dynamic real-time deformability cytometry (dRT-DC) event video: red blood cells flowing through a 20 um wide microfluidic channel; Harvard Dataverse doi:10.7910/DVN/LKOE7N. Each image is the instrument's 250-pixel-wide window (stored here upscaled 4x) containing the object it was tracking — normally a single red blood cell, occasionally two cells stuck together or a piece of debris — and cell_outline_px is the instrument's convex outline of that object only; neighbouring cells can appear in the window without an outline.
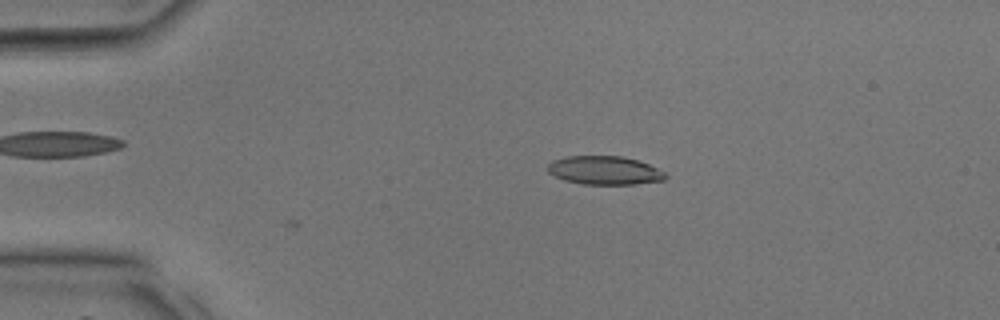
{"species": "common noctule bat (a hibernating species)", "species_latin": "Nyctalus noctula", "temperature_condition": "room temperature", "stored_images_in_passage": 30, "camera_frame_rate_fps": 3000, "um_per_image_px": 0.085, "animal": {"sex": "male", "body_mass_g": 17.9, "forearm_length_mm": 54.2}, "frame": {"image": 1, "passage_image": 1, "time_ms": 0.0, "image_size_px": [1000, 320], "cell_outline_px": [[668, 176], [664, 180], [636, 184], [580, 184], [564, 180], [548, 172], [548, 164], [552, 160], [568, 156], [620, 156], [636, 160], [648, 164], [664, 172]], "centroid_in_image_um": [51.37, 14.48], "position_along_channel_um": 33.6, "area_um2": 19.48}}
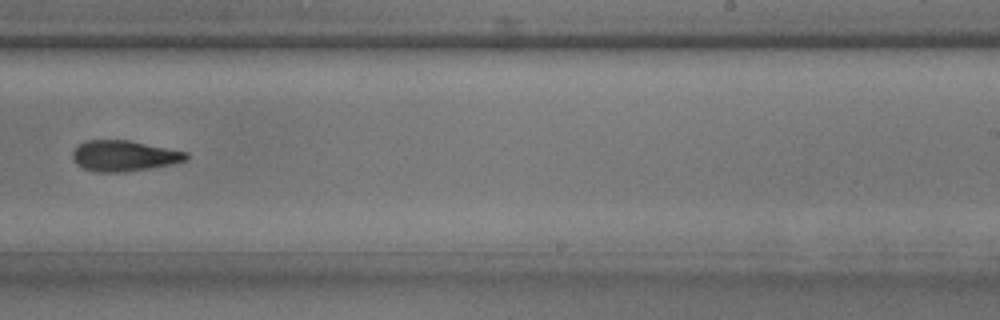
{"frame": {"image": 2, "passage_image": 17, "time_ms": 5.333, "image_size_px": [1000, 320], "cell_outline_px": [[188, 160], [172, 164], [124, 172], [92, 172], [76, 164], [72, 160], [72, 152], [84, 140], [128, 140], [188, 152]], "centroid_in_image_um": [10.52, 13.25], "position_along_channel_um": 278.5, "area_um2": 20.4}}
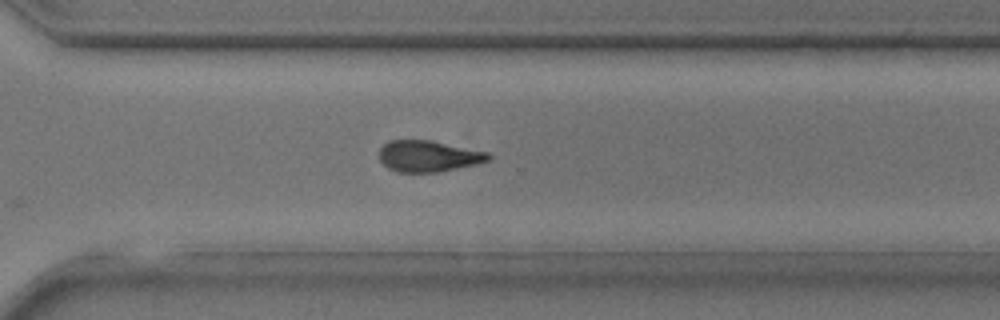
{"frame": {"image": 3, "passage_image": 20, "time_ms": 6.333, "image_size_px": [1000, 320], "cell_outline_px": [[492, 156], [488, 160], [476, 164], [436, 172], [396, 172], [388, 168], [380, 160], [380, 148], [388, 140], [432, 140], [488, 152]], "centroid_in_image_um": [36.4, 13.26], "position_along_channel_um": 334.2, "area_um2": 19.83}}